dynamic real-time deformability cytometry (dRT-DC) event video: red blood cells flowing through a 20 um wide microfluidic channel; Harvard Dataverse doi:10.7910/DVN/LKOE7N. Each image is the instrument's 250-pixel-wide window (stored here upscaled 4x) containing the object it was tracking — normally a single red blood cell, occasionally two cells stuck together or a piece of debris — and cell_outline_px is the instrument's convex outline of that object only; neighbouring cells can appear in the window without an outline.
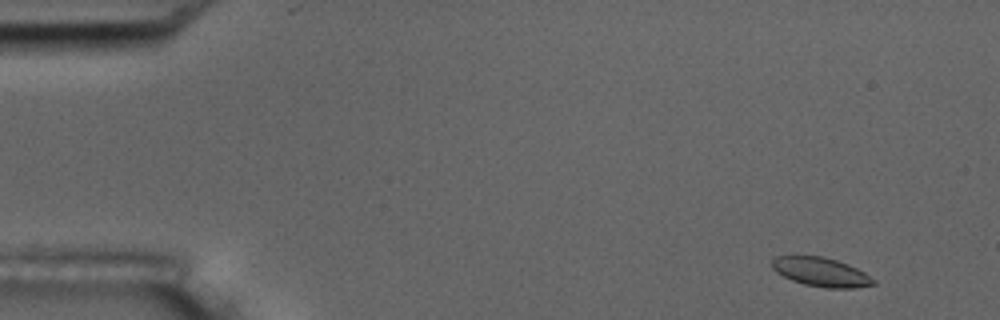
{"species": "common noctule bat (a hibernating species)", "species_latin": "Nyctalus noctula", "temperature_condition": "room temperature", "stored_images_in_passage": 16, "camera_frame_rate_fps": 3000, "um_per_image_px": 0.085, "animal": {"sex": "male", "body_mass_g": 17.5, "forearm_length_mm": 52.3}, "frame": {"image": 1, "passage_image": 1, "time_ms": 0.0, "image_size_px": [1000, 320], "cell_outline_px": [[876, 284], [856, 288], [828, 288], [804, 284], [792, 280], [776, 272], [772, 268], [772, 260], [776, 256], [824, 256], [848, 264], [864, 272], [876, 280]], "centroid_in_image_um": [69.81, 23.12], "position_along_channel_um": 15.2, "area_um2": 17.11}}
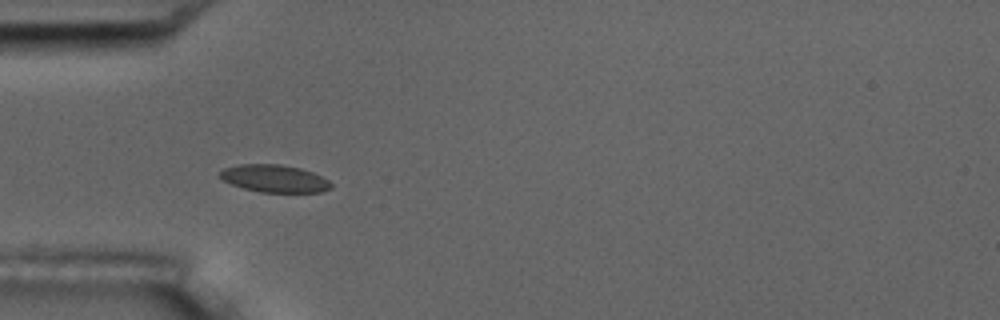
{"frame": {"image": 2, "passage_image": 5, "time_ms": 4.333, "image_size_px": [1000, 320], "cell_outline_px": [[332, 188], [320, 192], [260, 192], [244, 188], [232, 184], [224, 180], [220, 176], [220, 172], [224, 168], [236, 164], [280, 164], [300, 168], [312, 172], [328, 180], [332, 184]], "centroid_in_image_um": [23.33, 15.17], "position_along_channel_um": 61.7, "area_um2": 17.69}, "authors_computed_cell_mechanics": {"area_um2": 17.6001, "velocity_mm_per_s": 3.5922, "shape_relaxation_time_tau1_ms": 5.8827, "shape_relaxation_time_tau2_ms": null, "deformation_change_tau1": 0.0664, "deformation_change_tau2": null}}